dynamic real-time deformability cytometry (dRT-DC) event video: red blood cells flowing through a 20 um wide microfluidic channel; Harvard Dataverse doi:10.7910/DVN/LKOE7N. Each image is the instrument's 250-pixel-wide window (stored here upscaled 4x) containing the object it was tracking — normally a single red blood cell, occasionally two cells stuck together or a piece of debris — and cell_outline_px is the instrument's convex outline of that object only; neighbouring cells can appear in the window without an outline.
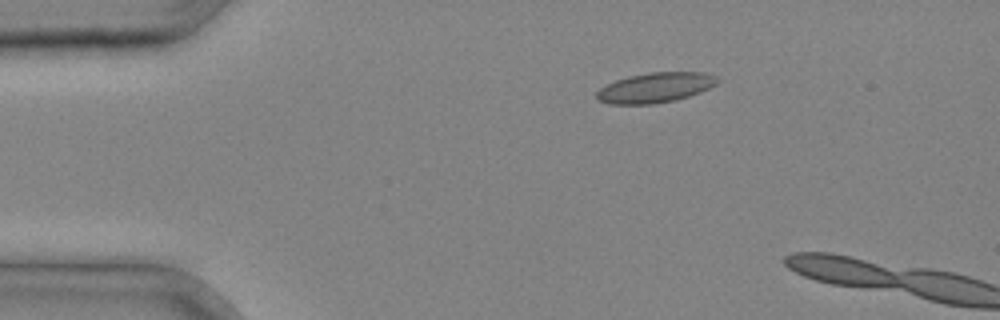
{"species": "common noctule bat (a hibernating species)", "species_latin": "Nyctalus noctula", "temperature_condition": "cold", "stored_images_in_passage": 5, "camera_frame_rate_fps": 3000, "um_per_image_px": 0.085, "animal": {"sex": "male", "body_mass_g": 20.4}, "frame": {"image": 1, "passage_image": 1, "time_ms": 0.0, "image_size_px": [1000, 320], "cell_outline_px": [[720, 80], [716, 84], [700, 92], [676, 100], [652, 104], [608, 104], [596, 100], [596, 92], [600, 88], [616, 80], [628, 76], [648, 72], [704, 72], [716, 76]], "centroid_in_image_um": [55.68, 7.45], "position_along_channel_um": 29.3, "area_um2": 21.21}}